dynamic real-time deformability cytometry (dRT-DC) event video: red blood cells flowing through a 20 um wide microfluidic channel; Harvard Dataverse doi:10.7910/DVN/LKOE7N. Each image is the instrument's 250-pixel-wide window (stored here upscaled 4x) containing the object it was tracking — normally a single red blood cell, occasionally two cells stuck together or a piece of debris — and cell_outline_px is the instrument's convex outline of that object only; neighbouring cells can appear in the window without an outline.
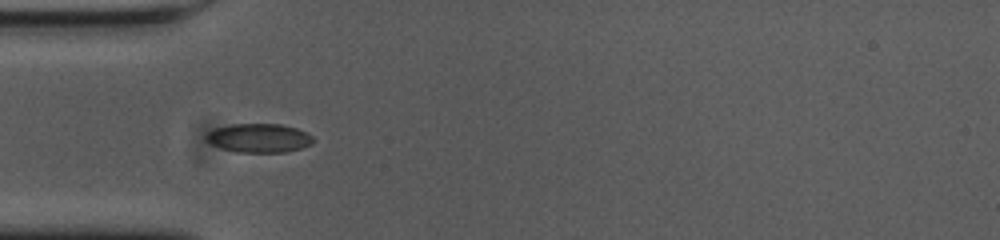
{"species": "common noctule bat (a hibernating species)", "species_latin": "Nyctalus noctula", "temperature_condition": "cold", "stored_images_in_passage": 32, "camera_frame_rate_fps": 3000, "um_per_image_px": 0.085, "animal": {"sex": "female", "body_mass_g": 23.0, "forearm_length_mm": 53.4}, "frame": {"image": 1, "passage_image": 3, "time_ms": 0.667, "image_size_px": [1000, 240], "cell_outline_px": [[316, 140], [312, 144], [300, 148], [284, 152], [236, 152], [220, 148], [212, 144], [204, 136], [208, 132], [216, 128], [232, 124], [280, 124], [296, 128], [312, 136]], "centroid_in_image_um": [22.02, 11.73], "position_along_channel_um": 63.0, "area_um2": 17.92}}
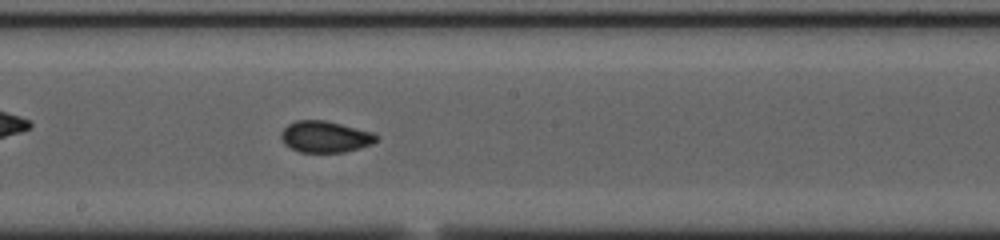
{"frame": {"image": 2, "passage_image": 16, "time_ms": 5.0, "image_size_px": [1000, 240], "cell_outline_px": [[380, 136], [372, 144], [360, 148], [344, 152], [300, 152], [284, 144], [280, 136], [280, 132], [288, 124], [296, 120], [324, 120], [372, 132]], "centroid_in_image_um": [27.63, 11.62], "position_along_channel_um": 220.6, "area_um2": 17.4}}
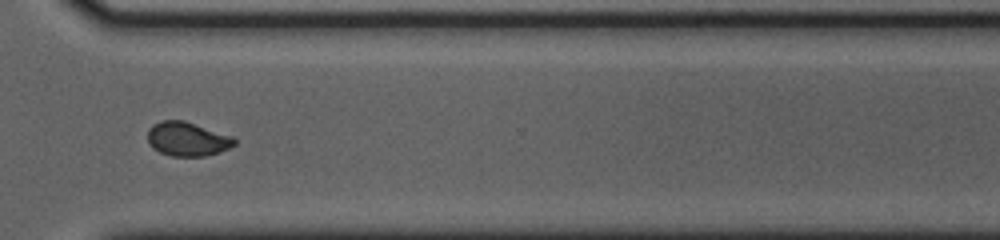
{"frame": {"image": 3, "passage_image": 27, "time_ms": 8.667, "image_size_px": [1000, 240], "cell_outline_px": [[236, 144], [220, 152], [204, 156], [172, 156], [160, 152], [152, 148], [148, 144], [148, 128], [152, 124], [160, 120], [184, 120], [232, 136], [236, 140]], "centroid_in_image_um": [15.89, 11.81], "position_along_channel_um": 354.7, "area_um2": 17.34}}